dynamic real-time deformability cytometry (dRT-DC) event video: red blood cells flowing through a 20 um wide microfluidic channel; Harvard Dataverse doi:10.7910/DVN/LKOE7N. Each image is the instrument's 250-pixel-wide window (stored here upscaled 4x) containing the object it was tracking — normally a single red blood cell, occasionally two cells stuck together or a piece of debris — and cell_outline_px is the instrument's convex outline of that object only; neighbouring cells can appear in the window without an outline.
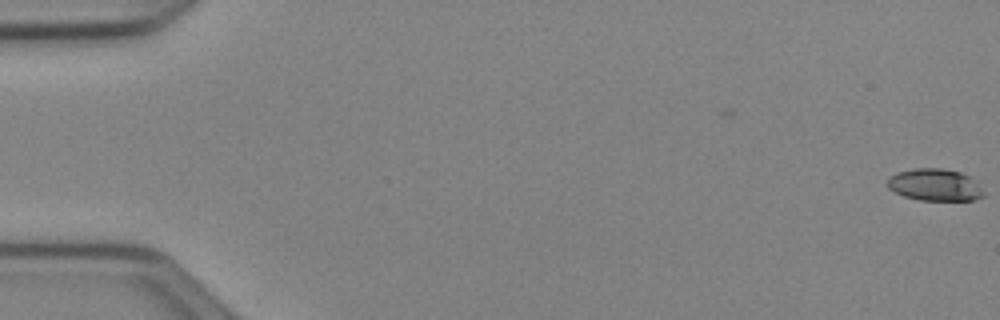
{"species": "Egyptian fruit bat (a non-hibernating species)", "species_latin": "Rousettus aegyptiacus", "temperature_condition": "cold", "stored_images_in_passage": 45, "camera_frame_rate_fps": 3000, "um_per_image_px": 0.085, "animal": {"sex": "female"}, "frame": {"image": 1, "passage_image": 1, "time_ms": 0.0, "image_size_px": [1000, 320], "cell_outline_px": [[984, 196], [972, 200], [920, 200], [904, 196], [888, 188], [888, 176], [896, 172], [916, 168], [944, 168], [960, 172], [968, 176], [984, 192]], "centroid_in_image_um": [79.42, 15.7], "position_along_channel_um": 5.6, "area_um2": 17.8}}
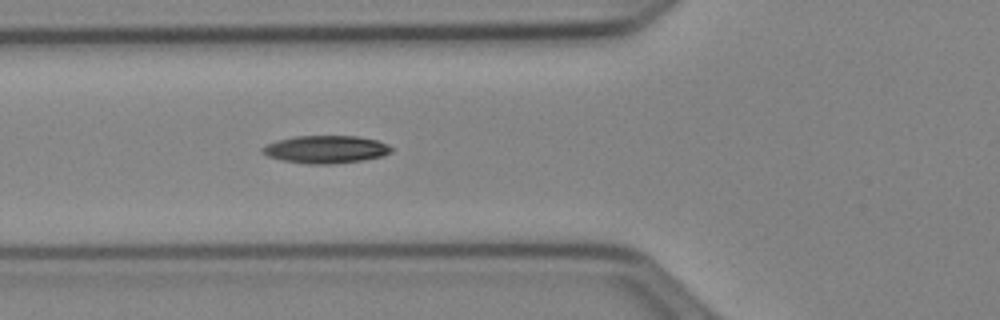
{"frame": {"image": 2, "passage_image": 21, "time_ms": 6.667, "image_size_px": [1000, 320], "cell_outline_px": [[392, 152], [380, 156], [360, 160], [332, 164], [308, 164], [280, 160], [268, 156], [260, 152], [260, 148], [276, 140], [292, 136], [356, 136], [376, 140], [388, 144], [392, 148]], "centroid_in_image_um": [27.63, 12.69], "position_along_channel_um": 98.2, "area_um2": 20.81}}
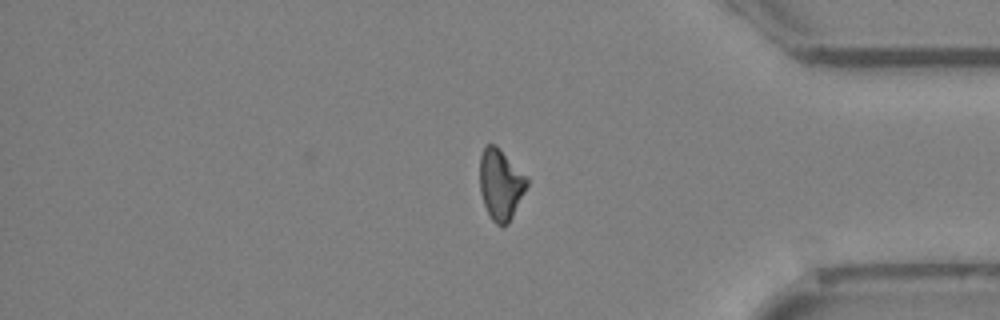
{"frame": {"image": 3, "passage_image": 45, "time_ms": 14.667, "image_size_px": [1000, 320], "cell_outline_px": [[528, 184], [508, 224], [496, 224], [492, 220], [484, 204], [480, 192], [480, 156], [484, 148], [488, 144], [496, 144], [528, 176]], "centroid_in_image_um": [42.56, 15.63], "position_along_channel_um": 392.6, "area_um2": 19.36}, "authors_computed_cell_mechanics": {"area_um2": 19.5942, "velocity_mm_per_s": 3.9327, "shape_relaxation_time_tau1_ms": 3.6803, "shape_relaxation_time_tau2_ms": null, "deformation_change_tau1": 0.122, "deformation_change_tau2": null}}